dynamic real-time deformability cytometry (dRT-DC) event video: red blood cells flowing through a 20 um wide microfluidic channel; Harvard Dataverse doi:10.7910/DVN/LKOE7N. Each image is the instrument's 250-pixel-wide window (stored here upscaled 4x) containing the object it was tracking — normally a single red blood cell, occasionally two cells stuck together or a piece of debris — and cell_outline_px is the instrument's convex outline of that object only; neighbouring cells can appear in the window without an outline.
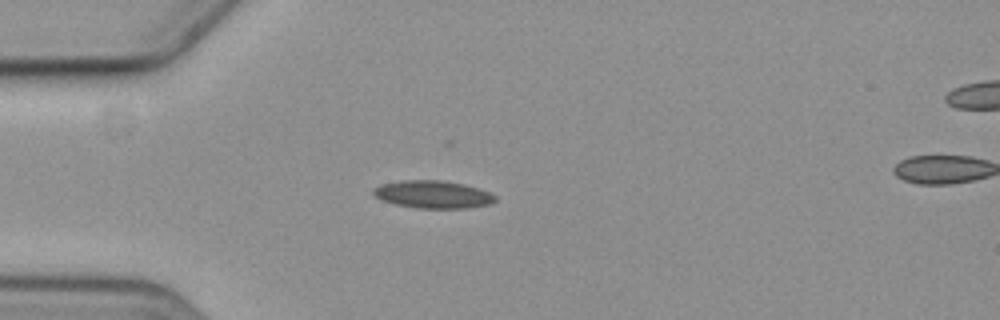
{"species": "common noctule bat (a hibernating species)", "species_latin": "Nyctalus noctula", "temperature_condition": "cold", "stored_images_in_passage": 25, "camera_frame_rate_fps": 3000, "um_per_image_px": 0.085, "animal": {"sex": "female", "body_mass_g": 19.3, "forearm_length_mm": 54.1}, "frame": {"image": 1, "passage_image": 1, "time_ms": 0.0, "image_size_px": [1000, 320], "cell_outline_px": [[496, 200], [492, 204], [468, 208], [416, 208], [396, 204], [384, 200], [376, 196], [372, 192], [372, 188], [380, 184], [404, 180], [440, 180], [464, 184], [488, 192], [496, 196]], "centroid_in_image_um": [36.81, 16.52], "position_along_channel_um": 48.2, "area_um2": 19.54}}
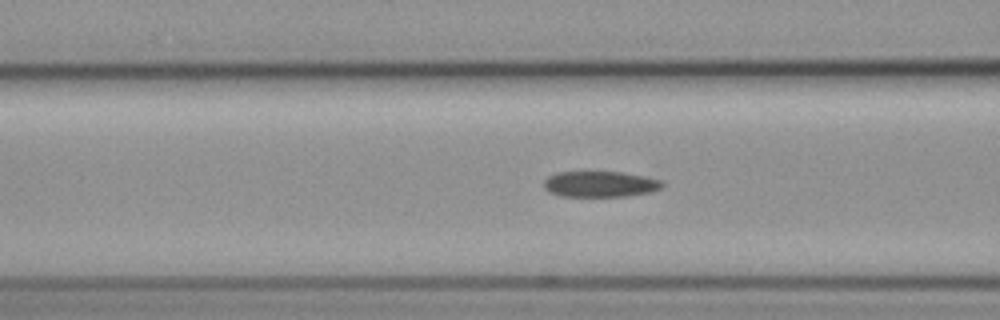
{"frame": {"image": 2, "passage_image": 8, "time_ms": 2.333, "image_size_px": [1000, 320], "cell_outline_px": [[664, 184], [660, 188], [652, 192], [628, 196], [560, 196], [548, 192], [544, 188], [544, 180], [548, 176], [556, 172], [620, 172], [648, 176], [660, 180]], "centroid_in_image_um": [51.01, 15.65], "position_along_channel_um": 115.6, "area_um2": 17.98}}
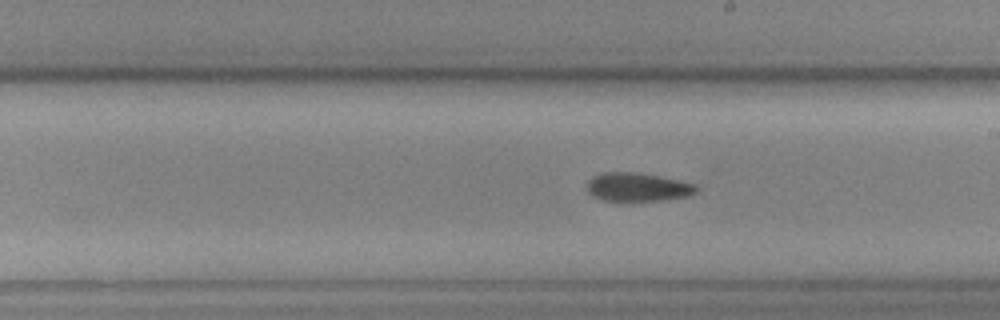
{"frame": {"image": 3, "passage_image": 18, "time_ms": 5.667, "image_size_px": [1000, 320], "cell_outline_px": [[700, 188], [696, 192], [688, 196], [632, 204], [620, 204], [600, 200], [588, 192], [588, 180], [592, 176], [604, 172], [636, 172], [660, 176], [680, 180], [696, 184]], "centroid_in_image_um": [54.18, 15.95], "position_along_channel_um": 234.8, "area_um2": 19.19}}